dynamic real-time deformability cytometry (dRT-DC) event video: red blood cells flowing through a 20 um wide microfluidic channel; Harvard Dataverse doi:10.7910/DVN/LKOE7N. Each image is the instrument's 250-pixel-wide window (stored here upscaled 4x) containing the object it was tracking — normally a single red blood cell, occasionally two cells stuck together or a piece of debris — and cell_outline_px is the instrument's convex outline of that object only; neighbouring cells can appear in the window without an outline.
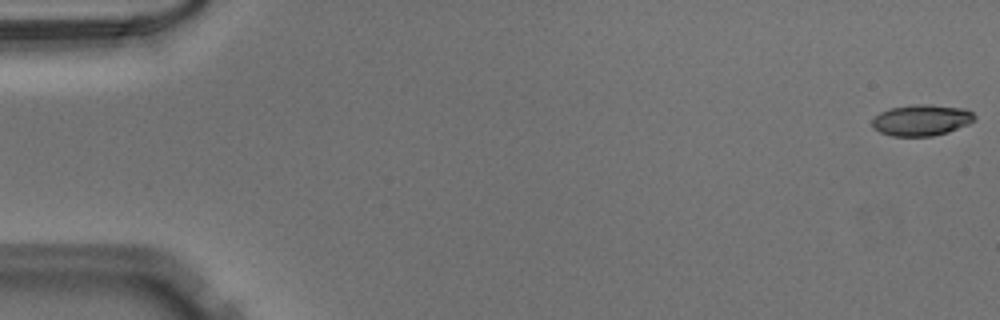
{"species": "Egyptian fruit bat (a non-hibernating species)", "species_latin": "Rousettus aegyptiacus", "temperature_condition": "warm", "stored_images_in_passage": 51, "camera_frame_rate_fps": 3000, "um_per_image_px": 0.085, "animal": {"sex": "male"}, "frame": {"image": 1, "passage_image": 1, "time_ms": 0.0, "image_size_px": [1000, 320], "cell_outline_px": [[976, 120], [968, 124], [948, 132], [932, 136], [892, 136], [880, 132], [872, 128], [872, 120], [880, 112], [892, 108], [916, 104], [928, 104], [964, 108], [972, 112], [976, 116]], "centroid_in_image_um": [78.34, 10.21], "position_along_channel_um": 6.7, "area_um2": 18.61}}
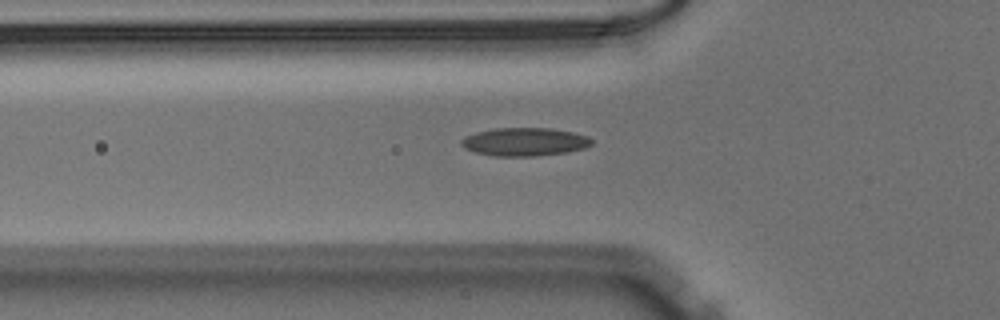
{"frame": {"image": 2, "passage_image": 18, "time_ms": 5.667, "image_size_px": [1000, 320], "cell_outline_px": [[592, 144], [584, 148], [568, 152], [536, 156], [492, 156], [476, 152], [464, 148], [460, 144], [460, 140], [464, 136], [476, 132], [496, 128], [552, 128], [572, 132], [588, 136], [592, 140]], "centroid_in_image_um": [44.57, 12.05], "position_along_channel_um": 81.2, "area_um2": 21.56}}
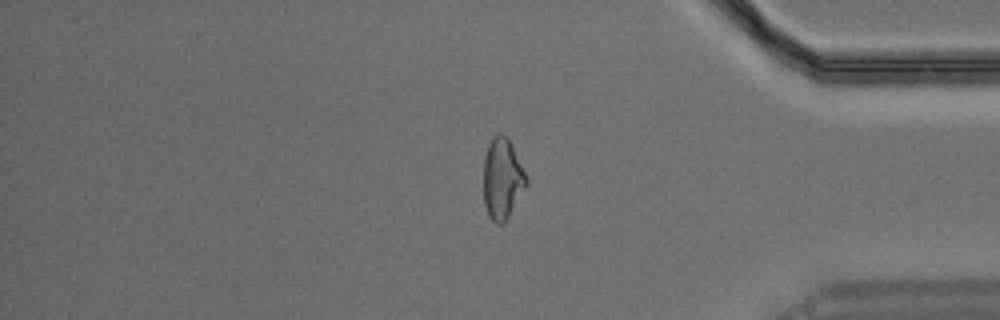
{"frame": {"image": 3, "passage_image": 43, "time_ms": 14.0, "image_size_px": [1000, 320], "cell_outline_px": [[528, 184], [504, 224], [496, 224], [488, 216], [484, 204], [484, 156], [488, 144], [492, 136], [496, 132], [504, 132], [508, 136], [512, 144], [528, 180]], "centroid_in_image_um": [42.69, 15.15], "position_along_channel_um": 392.5, "area_um2": 20.58}}